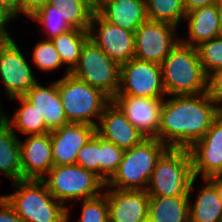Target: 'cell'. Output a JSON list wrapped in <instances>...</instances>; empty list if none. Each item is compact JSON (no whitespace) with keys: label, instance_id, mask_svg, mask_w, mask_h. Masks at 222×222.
Wrapping results in <instances>:
<instances>
[{"label":"cell","instance_id":"1","mask_svg":"<svg viewBox=\"0 0 222 222\" xmlns=\"http://www.w3.org/2000/svg\"><path fill=\"white\" fill-rule=\"evenodd\" d=\"M208 94L173 95L164 101L158 140L168 148H190L222 112Z\"/></svg>","mask_w":222,"mask_h":222},{"label":"cell","instance_id":"2","mask_svg":"<svg viewBox=\"0 0 222 222\" xmlns=\"http://www.w3.org/2000/svg\"><path fill=\"white\" fill-rule=\"evenodd\" d=\"M15 193L5 195L23 222H69L70 209L57 201L42 180L13 183Z\"/></svg>","mask_w":222,"mask_h":222},{"label":"cell","instance_id":"3","mask_svg":"<svg viewBox=\"0 0 222 222\" xmlns=\"http://www.w3.org/2000/svg\"><path fill=\"white\" fill-rule=\"evenodd\" d=\"M163 87L167 95H197L207 92V74L196 47L180 41L161 63Z\"/></svg>","mask_w":222,"mask_h":222},{"label":"cell","instance_id":"4","mask_svg":"<svg viewBox=\"0 0 222 222\" xmlns=\"http://www.w3.org/2000/svg\"><path fill=\"white\" fill-rule=\"evenodd\" d=\"M167 149L156 138H145L134 147L126 149L117 171L106 186L146 191L156 163Z\"/></svg>","mask_w":222,"mask_h":222},{"label":"cell","instance_id":"5","mask_svg":"<svg viewBox=\"0 0 222 222\" xmlns=\"http://www.w3.org/2000/svg\"><path fill=\"white\" fill-rule=\"evenodd\" d=\"M59 96L68 122L97 126L111 99L101 90L74 77L71 73L57 80ZM93 117H96L93 121Z\"/></svg>","mask_w":222,"mask_h":222},{"label":"cell","instance_id":"6","mask_svg":"<svg viewBox=\"0 0 222 222\" xmlns=\"http://www.w3.org/2000/svg\"><path fill=\"white\" fill-rule=\"evenodd\" d=\"M193 175L188 148H168L158 159L150 178L149 196L189 195Z\"/></svg>","mask_w":222,"mask_h":222},{"label":"cell","instance_id":"7","mask_svg":"<svg viewBox=\"0 0 222 222\" xmlns=\"http://www.w3.org/2000/svg\"><path fill=\"white\" fill-rule=\"evenodd\" d=\"M41 180L52 196L64 206L68 200L91 199L103 193L104 181L77 164L53 166Z\"/></svg>","mask_w":222,"mask_h":222},{"label":"cell","instance_id":"8","mask_svg":"<svg viewBox=\"0 0 222 222\" xmlns=\"http://www.w3.org/2000/svg\"><path fill=\"white\" fill-rule=\"evenodd\" d=\"M70 73L101 90L111 100L118 94L121 65L112 60L90 39L82 47L78 64Z\"/></svg>","mask_w":222,"mask_h":222},{"label":"cell","instance_id":"9","mask_svg":"<svg viewBox=\"0 0 222 222\" xmlns=\"http://www.w3.org/2000/svg\"><path fill=\"white\" fill-rule=\"evenodd\" d=\"M117 95L164 98L161 65L130 59L121 65L120 88Z\"/></svg>","mask_w":222,"mask_h":222},{"label":"cell","instance_id":"10","mask_svg":"<svg viewBox=\"0 0 222 222\" xmlns=\"http://www.w3.org/2000/svg\"><path fill=\"white\" fill-rule=\"evenodd\" d=\"M174 25L147 19L134 32V57L161 65L180 41Z\"/></svg>","mask_w":222,"mask_h":222},{"label":"cell","instance_id":"11","mask_svg":"<svg viewBox=\"0 0 222 222\" xmlns=\"http://www.w3.org/2000/svg\"><path fill=\"white\" fill-rule=\"evenodd\" d=\"M14 39L0 41V78L9 99L24 96L38 81Z\"/></svg>","mask_w":222,"mask_h":222},{"label":"cell","instance_id":"12","mask_svg":"<svg viewBox=\"0 0 222 222\" xmlns=\"http://www.w3.org/2000/svg\"><path fill=\"white\" fill-rule=\"evenodd\" d=\"M88 32L89 39L118 64L134 58V32L108 22L99 14L92 15Z\"/></svg>","mask_w":222,"mask_h":222},{"label":"cell","instance_id":"13","mask_svg":"<svg viewBox=\"0 0 222 222\" xmlns=\"http://www.w3.org/2000/svg\"><path fill=\"white\" fill-rule=\"evenodd\" d=\"M194 178L216 177L222 170V112L212 122L204 136L190 148Z\"/></svg>","mask_w":222,"mask_h":222},{"label":"cell","instance_id":"14","mask_svg":"<svg viewBox=\"0 0 222 222\" xmlns=\"http://www.w3.org/2000/svg\"><path fill=\"white\" fill-rule=\"evenodd\" d=\"M163 98L116 95L111 101L145 137L158 139Z\"/></svg>","mask_w":222,"mask_h":222},{"label":"cell","instance_id":"15","mask_svg":"<svg viewBox=\"0 0 222 222\" xmlns=\"http://www.w3.org/2000/svg\"><path fill=\"white\" fill-rule=\"evenodd\" d=\"M96 134V126L69 122L50 131L54 166L76 164L78 152Z\"/></svg>","mask_w":222,"mask_h":222},{"label":"cell","instance_id":"16","mask_svg":"<svg viewBox=\"0 0 222 222\" xmlns=\"http://www.w3.org/2000/svg\"><path fill=\"white\" fill-rule=\"evenodd\" d=\"M107 188L109 222H143L149 214V195L145 190Z\"/></svg>","mask_w":222,"mask_h":222},{"label":"cell","instance_id":"17","mask_svg":"<svg viewBox=\"0 0 222 222\" xmlns=\"http://www.w3.org/2000/svg\"><path fill=\"white\" fill-rule=\"evenodd\" d=\"M20 157L22 180L45 177L54 166L50 132L28 135L25 141H20Z\"/></svg>","mask_w":222,"mask_h":222},{"label":"cell","instance_id":"18","mask_svg":"<svg viewBox=\"0 0 222 222\" xmlns=\"http://www.w3.org/2000/svg\"><path fill=\"white\" fill-rule=\"evenodd\" d=\"M96 133L124 150L145 139L112 101L104 108Z\"/></svg>","mask_w":222,"mask_h":222},{"label":"cell","instance_id":"19","mask_svg":"<svg viewBox=\"0 0 222 222\" xmlns=\"http://www.w3.org/2000/svg\"><path fill=\"white\" fill-rule=\"evenodd\" d=\"M24 97L35 105L38 112L43 115L46 127L50 131L69 123L59 96L57 81L51 82L49 87L42 86L37 82Z\"/></svg>","mask_w":222,"mask_h":222},{"label":"cell","instance_id":"20","mask_svg":"<svg viewBox=\"0 0 222 222\" xmlns=\"http://www.w3.org/2000/svg\"><path fill=\"white\" fill-rule=\"evenodd\" d=\"M103 19L135 32L147 18L145 0H107L98 13Z\"/></svg>","mask_w":222,"mask_h":222},{"label":"cell","instance_id":"21","mask_svg":"<svg viewBox=\"0 0 222 222\" xmlns=\"http://www.w3.org/2000/svg\"><path fill=\"white\" fill-rule=\"evenodd\" d=\"M185 22L188 20L189 38H181L180 42L197 47L205 41L220 36L218 22V4L199 7L185 14Z\"/></svg>","mask_w":222,"mask_h":222},{"label":"cell","instance_id":"22","mask_svg":"<svg viewBox=\"0 0 222 222\" xmlns=\"http://www.w3.org/2000/svg\"><path fill=\"white\" fill-rule=\"evenodd\" d=\"M195 180L191 182L189 195L149 196L148 216L158 222H189V197Z\"/></svg>","mask_w":222,"mask_h":222},{"label":"cell","instance_id":"23","mask_svg":"<svg viewBox=\"0 0 222 222\" xmlns=\"http://www.w3.org/2000/svg\"><path fill=\"white\" fill-rule=\"evenodd\" d=\"M203 183L205 186L201 187L194 204L189 197V222H222L217 186L210 179H204Z\"/></svg>","mask_w":222,"mask_h":222},{"label":"cell","instance_id":"24","mask_svg":"<svg viewBox=\"0 0 222 222\" xmlns=\"http://www.w3.org/2000/svg\"><path fill=\"white\" fill-rule=\"evenodd\" d=\"M0 172L13 183L22 180L20 140L7 122L0 126Z\"/></svg>","mask_w":222,"mask_h":222},{"label":"cell","instance_id":"25","mask_svg":"<svg viewBox=\"0 0 222 222\" xmlns=\"http://www.w3.org/2000/svg\"><path fill=\"white\" fill-rule=\"evenodd\" d=\"M15 99L20 101L21 106L16 110L12 118L6 117V122L10 125L13 132L16 133L19 130L24 136L50 132L46 127L43 115L38 112L35 105L24 96L12 98V100Z\"/></svg>","mask_w":222,"mask_h":222},{"label":"cell","instance_id":"26","mask_svg":"<svg viewBox=\"0 0 222 222\" xmlns=\"http://www.w3.org/2000/svg\"><path fill=\"white\" fill-rule=\"evenodd\" d=\"M89 39L88 30H79L72 28L56 37H53L55 49L61 57L62 63L66 64L65 75L70 74L73 68L78 64L82 47Z\"/></svg>","mask_w":222,"mask_h":222},{"label":"cell","instance_id":"27","mask_svg":"<svg viewBox=\"0 0 222 222\" xmlns=\"http://www.w3.org/2000/svg\"><path fill=\"white\" fill-rule=\"evenodd\" d=\"M147 18L179 26L184 20L186 11L182 0H145Z\"/></svg>","mask_w":222,"mask_h":222},{"label":"cell","instance_id":"28","mask_svg":"<svg viewBox=\"0 0 222 222\" xmlns=\"http://www.w3.org/2000/svg\"><path fill=\"white\" fill-rule=\"evenodd\" d=\"M49 4L59 7L60 13L72 28L89 29L93 14L78 0H49Z\"/></svg>","mask_w":222,"mask_h":222},{"label":"cell","instance_id":"29","mask_svg":"<svg viewBox=\"0 0 222 222\" xmlns=\"http://www.w3.org/2000/svg\"><path fill=\"white\" fill-rule=\"evenodd\" d=\"M124 149L99 136V177L106 184L118 169Z\"/></svg>","mask_w":222,"mask_h":222},{"label":"cell","instance_id":"30","mask_svg":"<svg viewBox=\"0 0 222 222\" xmlns=\"http://www.w3.org/2000/svg\"><path fill=\"white\" fill-rule=\"evenodd\" d=\"M30 18L43 25L44 29L49 34L47 39H52L53 37L72 29L67 20H65L60 13L59 7L56 8L49 3L39 9Z\"/></svg>","mask_w":222,"mask_h":222},{"label":"cell","instance_id":"31","mask_svg":"<svg viewBox=\"0 0 222 222\" xmlns=\"http://www.w3.org/2000/svg\"><path fill=\"white\" fill-rule=\"evenodd\" d=\"M30 61H33L34 65L42 71H52L63 65L51 39L39 40L36 43Z\"/></svg>","mask_w":222,"mask_h":222},{"label":"cell","instance_id":"32","mask_svg":"<svg viewBox=\"0 0 222 222\" xmlns=\"http://www.w3.org/2000/svg\"><path fill=\"white\" fill-rule=\"evenodd\" d=\"M200 63L207 76L222 67V37L205 41L197 47Z\"/></svg>","mask_w":222,"mask_h":222},{"label":"cell","instance_id":"33","mask_svg":"<svg viewBox=\"0 0 222 222\" xmlns=\"http://www.w3.org/2000/svg\"><path fill=\"white\" fill-rule=\"evenodd\" d=\"M82 202L79 222H109L108 200L104 192Z\"/></svg>","mask_w":222,"mask_h":222},{"label":"cell","instance_id":"34","mask_svg":"<svg viewBox=\"0 0 222 222\" xmlns=\"http://www.w3.org/2000/svg\"><path fill=\"white\" fill-rule=\"evenodd\" d=\"M99 135L96 133L78 152L76 164L99 176Z\"/></svg>","mask_w":222,"mask_h":222},{"label":"cell","instance_id":"35","mask_svg":"<svg viewBox=\"0 0 222 222\" xmlns=\"http://www.w3.org/2000/svg\"><path fill=\"white\" fill-rule=\"evenodd\" d=\"M207 94L222 105V67L207 76Z\"/></svg>","mask_w":222,"mask_h":222},{"label":"cell","instance_id":"36","mask_svg":"<svg viewBox=\"0 0 222 222\" xmlns=\"http://www.w3.org/2000/svg\"><path fill=\"white\" fill-rule=\"evenodd\" d=\"M14 18L16 17L0 3V41H9L13 39L6 28L8 26L7 24Z\"/></svg>","mask_w":222,"mask_h":222},{"label":"cell","instance_id":"37","mask_svg":"<svg viewBox=\"0 0 222 222\" xmlns=\"http://www.w3.org/2000/svg\"><path fill=\"white\" fill-rule=\"evenodd\" d=\"M21 13L30 18L39 9L49 3V0H20Z\"/></svg>","mask_w":222,"mask_h":222},{"label":"cell","instance_id":"38","mask_svg":"<svg viewBox=\"0 0 222 222\" xmlns=\"http://www.w3.org/2000/svg\"><path fill=\"white\" fill-rule=\"evenodd\" d=\"M0 222H23L6 199L0 203Z\"/></svg>","mask_w":222,"mask_h":222},{"label":"cell","instance_id":"39","mask_svg":"<svg viewBox=\"0 0 222 222\" xmlns=\"http://www.w3.org/2000/svg\"><path fill=\"white\" fill-rule=\"evenodd\" d=\"M184 9L187 12L204 6L218 4L221 0H182Z\"/></svg>","mask_w":222,"mask_h":222},{"label":"cell","instance_id":"40","mask_svg":"<svg viewBox=\"0 0 222 222\" xmlns=\"http://www.w3.org/2000/svg\"><path fill=\"white\" fill-rule=\"evenodd\" d=\"M1 5L11 12L16 18L21 14L20 0H0Z\"/></svg>","mask_w":222,"mask_h":222},{"label":"cell","instance_id":"41","mask_svg":"<svg viewBox=\"0 0 222 222\" xmlns=\"http://www.w3.org/2000/svg\"><path fill=\"white\" fill-rule=\"evenodd\" d=\"M84 7H86L92 14H98L102 4L99 0H78Z\"/></svg>","mask_w":222,"mask_h":222},{"label":"cell","instance_id":"42","mask_svg":"<svg viewBox=\"0 0 222 222\" xmlns=\"http://www.w3.org/2000/svg\"><path fill=\"white\" fill-rule=\"evenodd\" d=\"M210 180L217 186L219 198L222 203V181L217 179L216 177L210 178Z\"/></svg>","mask_w":222,"mask_h":222},{"label":"cell","instance_id":"43","mask_svg":"<svg viewBox=\"0 0 222 222\" xmlns=\"http://www.w3.org/2000/svg\"><path fill=\"white\" fill-rule=\"evenodd\" d=\"M218 22H219L220 36L222 37V1L218 3Z\"/></svg>","mask_w":222,"mask_h":222},{"label":"cell","instance_id":"44","mask_svg":"<svg viewBox=\"0 0 222 222\" xmlns=\"http://www.w3.org/2000/svg\"><path fill=\"white\" fill-rule=\"evenodd\" d=\"M5 112H3V109H2V105L0 104V126L6 122V117L7 115L4 114Z\"/></svg>","mask_w":222,"mask_h":222},{"label":"cell","instance_id":"45","mask_svg":"<svg viewBox=\"0 0 222 222\" xmlns=\"http://www.w3.org/2000/svg\"><path fill=\"white\" fill-rule=\"evenodd\" d=\"M143 222H158V221H155L148 216Z\"/></svg>","mask_w":222,"mask_h":222},{"label":"cell","instance_id":"46","mask_svg":"<svg viewBox=\"0 0 222 222\" xmlns=\"http://www.w3.org/2000/svg\"><path fill=\"white\" fill-rule=\"evenodd\" d=\"M216 178L222 181V170L219 172Z\"/></svg>","mask_w":222,"mask_h":222},{"label":"cell","instance_id":"47","mask_svg":"<svg viewBox=\"0 0 222 222\" xmlns=\"http://www.w3.org/2000/svg\"><path fill=\"white\" fill-rule=\"evenodd\" d=\"M5 199V195H0V203Z\"/></svg>","mask_w":222,"mask_h":222},{"label":"cell","instance_id":"48","mask_svg":"<svg viewBox=\"0 0 222 222\" xmlns=\"http://www.w3.org/2000/svg\"><path fill=\"white\" fill-rule=\"evenodd\" d=\"M105 1H107V0H99V2H100L101 4H103Z\"/></svg>","mask_w":222,"mask_h":222}]
</instances>
